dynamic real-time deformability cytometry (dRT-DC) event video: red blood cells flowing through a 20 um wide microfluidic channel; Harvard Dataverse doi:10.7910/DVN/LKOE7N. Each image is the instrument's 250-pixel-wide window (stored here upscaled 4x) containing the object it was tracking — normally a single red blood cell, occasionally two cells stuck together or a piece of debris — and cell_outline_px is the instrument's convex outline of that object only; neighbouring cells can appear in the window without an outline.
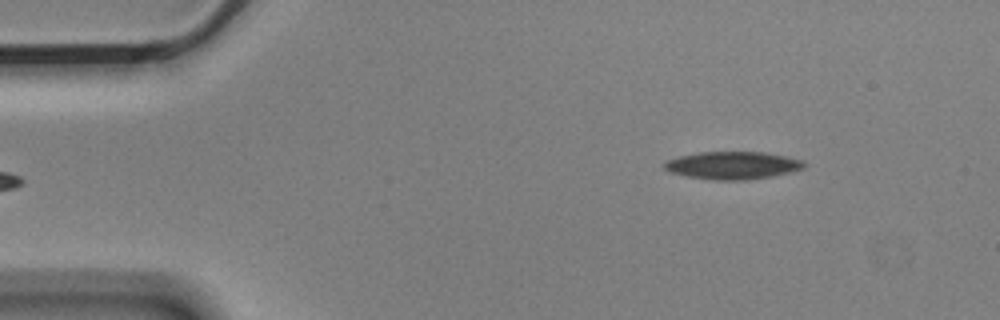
{"species": "Egyptian fruit bat (a non-hibernating species)", "species_latin": "Rousettus aegyptiacus", "temperature_condition": "cold", "stored_images_in_passage": 6, "camera_frame_rate_fps": 3000, "um_per_image_px": 0.085, "animal": {"sex": "male"}, "frame": {"image": 1, "passage_image": 6, "time_ms": 1.667, "image_size_px": [1000, 320], "cell_outline_px": [[804, 168], [772, 176], [744, 180], [716, 180], [688, 176], [668, 172], [660, 164], [664, 160], [680, 156], [700, 152], [764, 152], [804, 160]], "centroid_in_image_um": [62.21, 14.05], "position_along_channel_um": 22.8, "area_um2": 22.48}}